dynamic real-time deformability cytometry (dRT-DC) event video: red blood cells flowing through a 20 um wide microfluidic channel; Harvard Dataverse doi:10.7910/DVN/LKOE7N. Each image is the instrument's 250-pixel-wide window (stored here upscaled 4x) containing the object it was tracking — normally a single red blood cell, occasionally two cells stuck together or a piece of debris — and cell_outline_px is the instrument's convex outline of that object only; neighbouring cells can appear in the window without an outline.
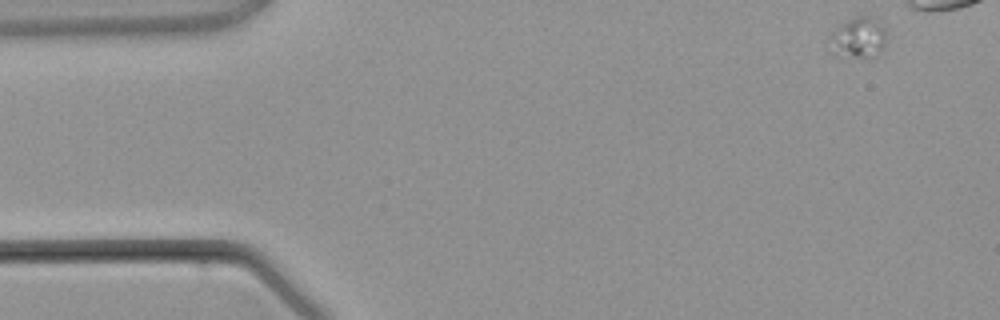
{"species": "common noctule bat (a hibernating species)", "species_latin": "Nyctalus noctula", "temperature_condition": "warm", "stored_images_in_passage": 4, "camera_frame_rate_fps": 3000, "um_per_image_px": 0.085, "animal": {"sex": "male", "body_mass_g": 21.5, "forearm_length_mm": 52.0}, "frame": {"image": 1, "passage_image": 1, "time_ms": 0.0, "image_size_px": [1000, 320], "cell_outline_px": [[888, 28], [884, 44], [880, 52], [876, 56], [868, 60], [832, 56], [828, 52], [828, 36], [840, 24], [852, 16], [872, 16]], "centroid_in_image_um": [72.91, 3.26], "position_along_channel_um": 12.1, "area_um2": 14.8}}
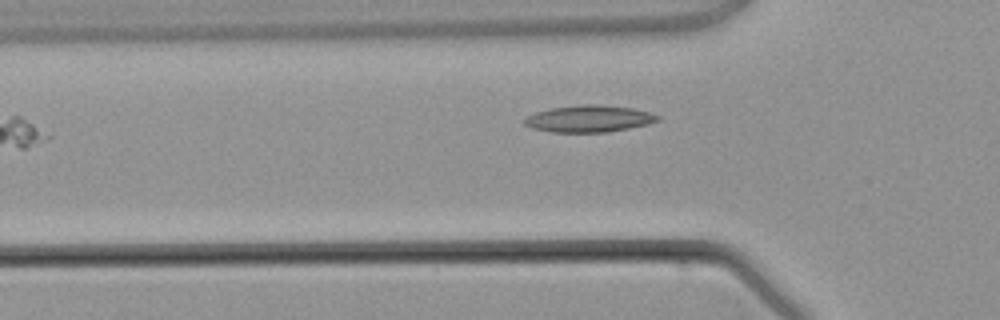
{"frame": {"image": 2, "passage_image": 4, "time_ms": 4.667, "image_size_px": [1000, 320], "cell_outline_px": [[660, 120], [648, 124], [608, 132], [552, 132], [532, 128], [524, 124], [524, 116], [536, 112], [552, 108], [580, 104], [596, 104], [632, 108], [648, 112], [660, 116]], "centroid_in_image_um": [50.04, 10.09], "position_along_channel_um": 75.8, "area_um2": 20.81}}